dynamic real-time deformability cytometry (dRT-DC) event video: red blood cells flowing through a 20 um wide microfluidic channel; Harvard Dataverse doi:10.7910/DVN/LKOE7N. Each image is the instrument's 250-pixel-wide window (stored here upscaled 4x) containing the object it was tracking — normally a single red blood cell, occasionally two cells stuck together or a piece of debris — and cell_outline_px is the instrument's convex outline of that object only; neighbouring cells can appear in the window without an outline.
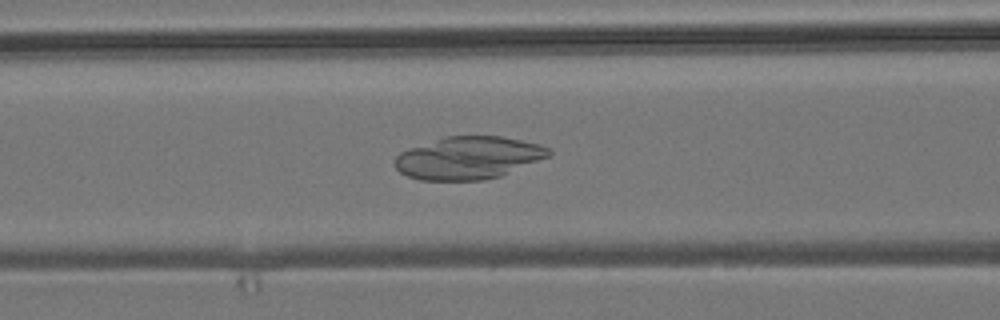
{"species": "common noctule bat (a hibernating species)", "species_latin": "Nyctalus noctula", "temperature_condition": "room temperature", "stored_images_in_passage": 53, "camera_frame_rate_fps": 3000, "um_per_image_px": 0.085, "animal": {"sex": "male", "body_mass_g": 19.2, "forearm_length_mm": 51.8}, "frame": {"image": 1, "passage_image": 21, "time_ms": 6.667, "image_size_px": [1000, 320], "cell_outline_px": [[552, 156], [500, 176], [484, 180], [420, 180], [408, 176], [400, 172], [396, 168], [396, 156], [400, 152], [408, 148], [444, 136], [500, 136], [540, 144], [548, 148], [552, 152]], "centroid_in_image_um": [39.83, 13.41], "position_along_channel_um": 126.8, "area_um2": 38.26}}
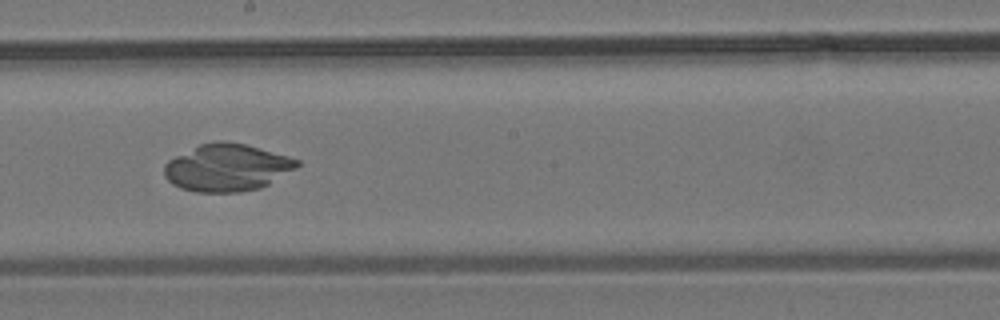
{"frame": {"image": 2, "passage_image": 29, "time_ms": 9.333, "image_size_px": [1000, 320], "cell_outline_px": [[300, 164], [296, 168], [268, 184], [260, 188], [240, 192], [196, 192], [180, 188], [172, 184], [164, 176], [164, 164], [168, 160], [200, 144], [216, 140], [224, 140], [244, 144], [288, 156], [300, 160]], "centroid_in_image_um": [19.28, 14.25], "position_along_channel_um": 228.9, "area_um2": 36.53}}
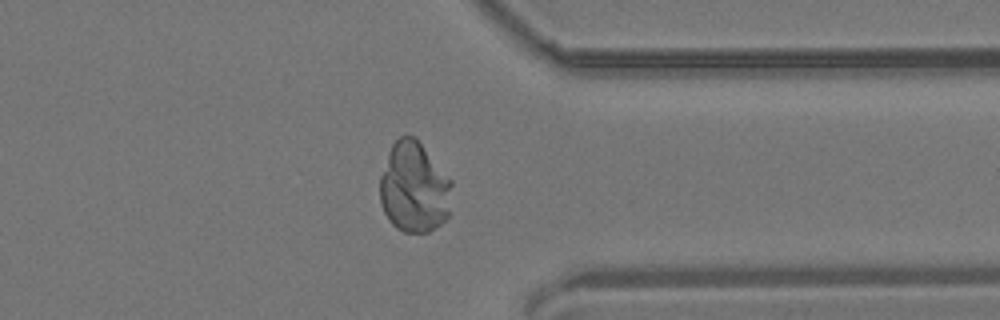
{"frame": {"image": 3, "passage_image": 41, "time_ms": 13.333, "image_size_px": [1000, 320], "cell_outline_px": [[452, 184], [448, 216], [440, 224], [428, 232], [404, 232], [396, 228], [388, 220], [380, 204], [380, 176], [388, 152], [392, 144], [400, 136], [416, 136], [452, 180]], "centroid_in_image_um": [35.19, 15.92], "position_along_channel_um": 376.2, "area_um2": 38.32}}